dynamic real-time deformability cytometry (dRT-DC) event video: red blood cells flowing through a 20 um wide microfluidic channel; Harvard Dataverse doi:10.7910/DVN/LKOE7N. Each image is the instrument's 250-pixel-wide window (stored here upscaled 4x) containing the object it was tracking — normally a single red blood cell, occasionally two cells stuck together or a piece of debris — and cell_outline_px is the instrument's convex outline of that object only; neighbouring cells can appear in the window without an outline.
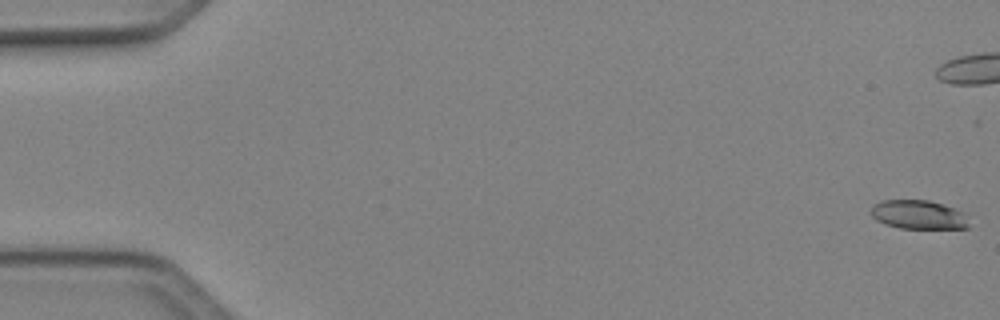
{"species": "Egyptian fruit bat (a non-hibernating species)", "species_latin": "Rousettus aegyptiacus", "temperature_condition": "cold", "stored_images_in_passage": 51, "camera_frame_rate_fps": 3000, "um_per_image_px": 0.085, "animal": {"sex": "female"}, "frame": {"image": 1, "passage_image": 1, "time_ms": 0.0, "image_size_px": [1000, 320], "cell_outline_px": [[968, 228], [900, 228], [884, 224], [876, 220], [872, 216], [872, 204], [880, 200], [928, 200], [964, 212], [968, 224]], "centroid_in_image_um": [78.02, 18.24], "position_along_channel_um": 7.0, "area_um2": 16.36}}
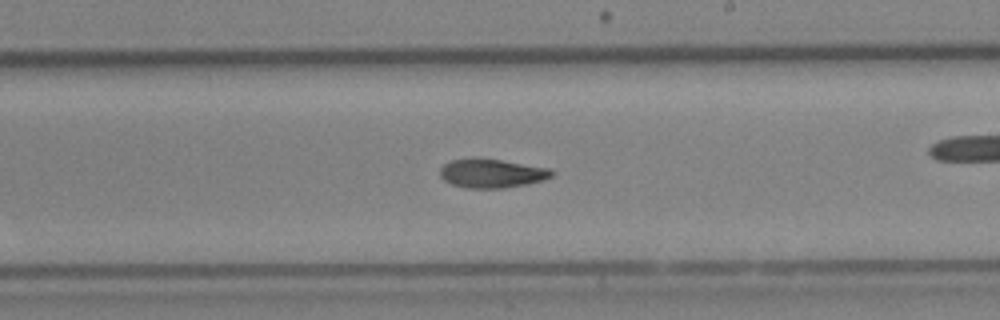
{"frame": {"image": 2, "passage_image": 30, "time_ms": 9.667, "image_size_px": [1000, 320], "cell_outline_px": [[556, 172], [552, 176], [544, 180], [504, 188], [468, 188], [452, 184], [444, 180], [440, 176], [440, 168], [444, 164], [452, 160], [500, 160], [548, 168]], "centroid_in_image_um": [41.82, 14.76], "position_along_channel_um": 247.2, "area_um2": 18.21}}
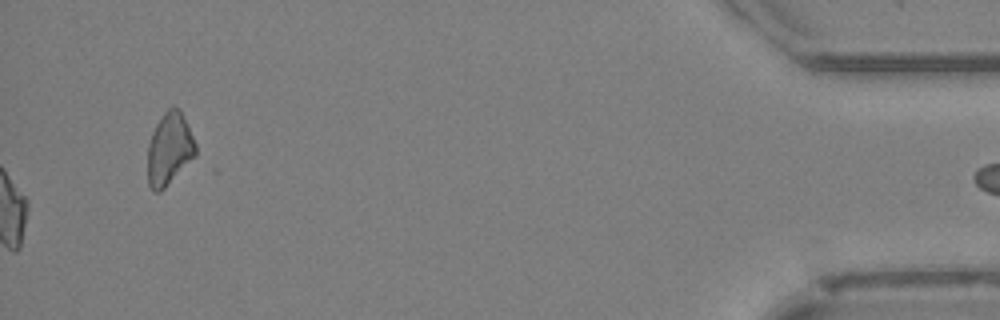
{"frame": {"image": 3, "passage_image": 51, "time_ms": 16.667, "image_size_px": [1000, 320], "cell_outline_px": [[196, 156], [160, 192], [152, 192], [148, 184], [148, 144], [152, 132], [156, 124], [164, 112], [172, 104], [180, 108], [188, 124], [196, 144]], "centroid_in_image_um": [14.4, 12.63], "position_along_channel_um": 420.8, "area_um2": 20.46}, "authors_computed_cell_mechanics": {"area_um2": 18.6116, "velocity_mm_per_s": 4.1494, "shape_relaxation_time_tau1_ms": 6.5619, "shape_relaxation_time_tau2_ms": null, "deformation_change_tau1": 0.1711, "deformation_change_tau2": null}}